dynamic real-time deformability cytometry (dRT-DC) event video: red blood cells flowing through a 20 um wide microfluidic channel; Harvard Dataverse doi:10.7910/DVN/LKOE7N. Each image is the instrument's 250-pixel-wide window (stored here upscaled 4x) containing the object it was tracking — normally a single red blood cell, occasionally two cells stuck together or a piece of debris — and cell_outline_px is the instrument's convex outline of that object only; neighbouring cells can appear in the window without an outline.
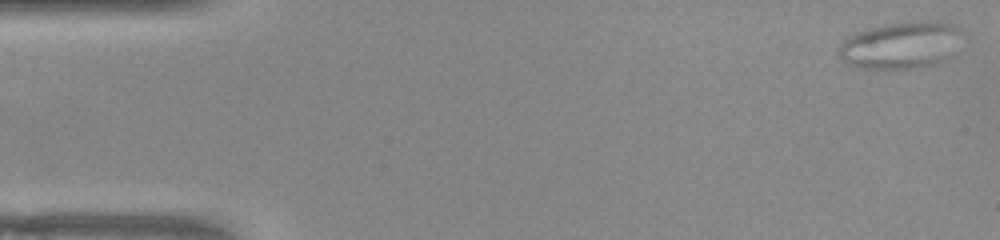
{"species": "common noctule bat (a hibernating species)", "species_latin": "Nyctalus noctula", "temperature_condition": "warm", "stored_images_in_passage": 52, "camera_frame_rate_fps": 3000, "um_per_image_px": 0.085, "animal": {"sex": "female", "body_mass_g": 22.0, "forearm_length_mm": 56.7}, "frame": {"image": 1, "passage_image": 1, "time_ms": 0.0, "image_size_px": [1000, 240], "cell_outline_px": [[960, 28], [952, 56], [948, 60], [940, 64], [924, 68], [856, 68], [848, 64], [836, 56], [836, 52], [840, 44], [848, 36], [856, 32], [868, 28], [884, 24], [916, 20], [936, 20], [956, 24]], "centroid_in_image_um": [76.55, 3.84], "position_along_channel_um": 8.4, "area_um2": 34.56}}
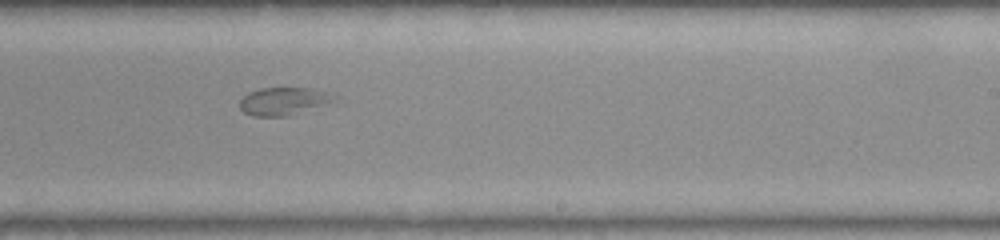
{"frame": {"image": 2, "passage_image": 31, "time_ms": 10.0, "image_size_px": [1000, 240], "cell_outline_px": [[340, 96], [336, 104], [288, 116], [252, 116], [244, 112], [240, 108], [240, 100], [248, 92], [260, 88], [308, 88], [328, 92]], "centroid_in_image_um": [24.25, 8.61], "position_along_channel_um": 264.8, "area_um2": 15.95}}
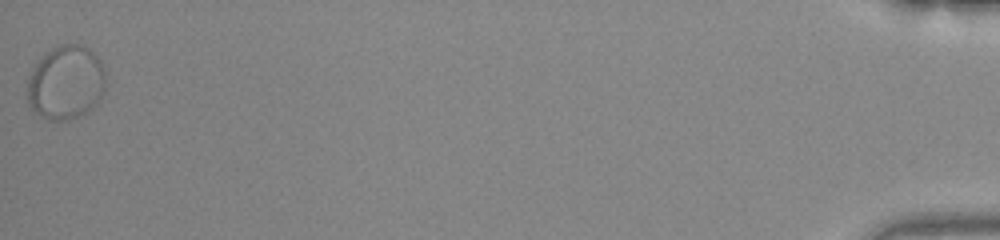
{"frame": {"image": 3, "passage_image": 52, "time_ms": 17.0, "image_size_px": [1000, 240], "cell_outline_px": [[104, 88], [100, 100], [88, 112], [68, 120], [48, 120], [40, 116], [28, 104], [28, 80], [32, 68], [48, 52], [60, 44], [84, 44], [104, 64]], "centroid_in_image_um": [5.61, 7.03], "position_along_channel_um": 429.6, "area_um2": 33.7}}